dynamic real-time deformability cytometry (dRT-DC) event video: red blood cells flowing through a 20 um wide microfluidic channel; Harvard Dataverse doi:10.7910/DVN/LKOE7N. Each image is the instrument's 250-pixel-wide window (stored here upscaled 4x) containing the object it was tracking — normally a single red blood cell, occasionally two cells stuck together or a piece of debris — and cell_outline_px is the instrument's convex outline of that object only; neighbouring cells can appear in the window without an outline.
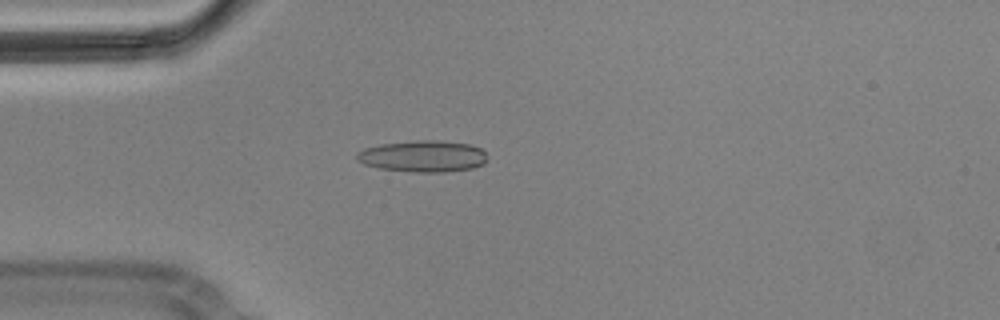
{"species": "Egyptian fruit bat (a non-hibernating species)", "species_latin": "Rousettus aegyptiacus", "temperature_condition": "cold", "stored_images_in_passage": 5, "camera_frame_rate_fps": 3000, "um_per_image_px": 0.085, "animal": {"sex": "male"}, "frame": {"image": 1, "passage_image": 4, "time_ms": 1.0, "image_size_px": [1000, 320], "cell_outline_px": [[488, 160], [484, 164], [472, 168], [444, 172], [412, 172], [380, 168], [364, 164], [356, 160], [356, 156], [364, 148], [380, 144], [416, 140], [436, 140], [468, 144], [480, 148], [484, 152]], "centroid_in_image_um": [35.96, 13.28], "position_along_channel_um": 49.0, "area_um2": 23.93}}